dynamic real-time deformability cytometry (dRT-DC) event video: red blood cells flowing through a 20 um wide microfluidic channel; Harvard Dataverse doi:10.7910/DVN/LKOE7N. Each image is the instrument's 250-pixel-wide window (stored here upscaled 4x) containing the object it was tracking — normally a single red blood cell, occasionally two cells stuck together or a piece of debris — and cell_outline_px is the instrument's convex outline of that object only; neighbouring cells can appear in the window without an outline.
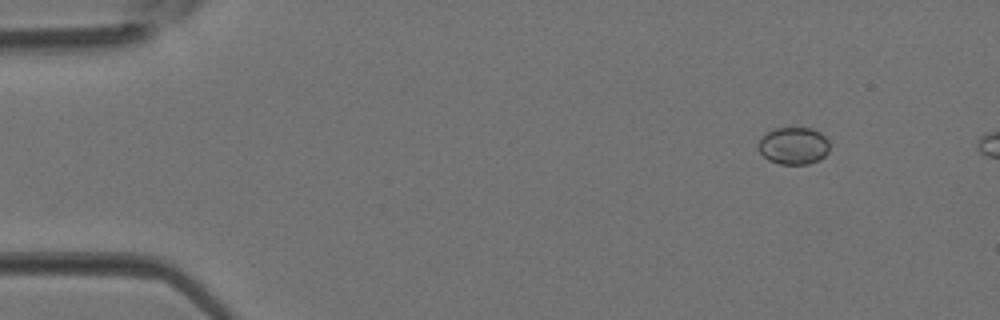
{"species": "Egyptian fruit bat (a non-hibernating species)", "species_latin": "Rousettus aegyptiacus", "temperature_condition": "room temperature", "stored_images_in_passage": 3, "camera_frame_rate_fps": 3000, "um_per_image_px": 0.085, "animal": {"sex": "female"}, "frame": {"image": 1, "passage_image": 1, "time_ms": 0.0, "image_size_px": [1000, 320], "cell_outline_px": [[828, 152], [824, 156], [808, 164], [780, 164], [768, 160], [760, 152], [756, 144], [768, 132], [776, 128], [812, 128], [820, 132], [828, 140]], "centroid_in_image_um": [67.44, 12.39], "position_along_channel_um": 17.6, "area_um2": 15.32}}